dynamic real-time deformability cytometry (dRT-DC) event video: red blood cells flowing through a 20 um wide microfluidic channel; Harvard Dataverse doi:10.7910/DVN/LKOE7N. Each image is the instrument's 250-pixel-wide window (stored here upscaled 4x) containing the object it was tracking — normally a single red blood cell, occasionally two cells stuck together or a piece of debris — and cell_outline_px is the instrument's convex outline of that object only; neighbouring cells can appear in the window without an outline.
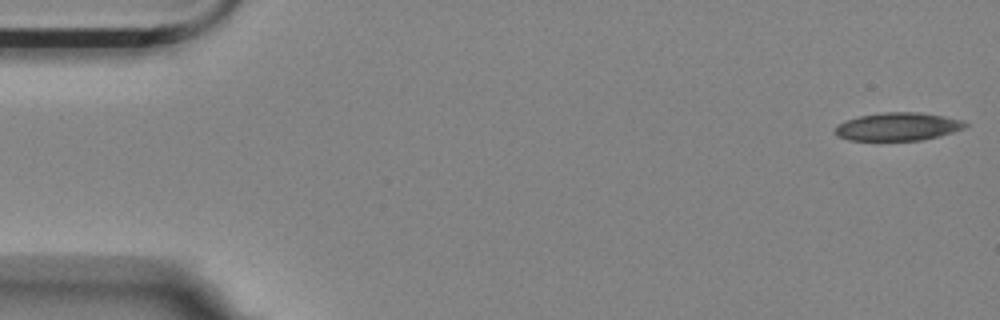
{"species": "Egyptian fruit bat (a non-hibernating species)", "species_latin": "Rousettus aegyptiacus", "temperature_condition": "room temperature", "stored_images_in_passage": 23, "camera_frame_rate_fps": 3000, "um_per_image_px": 0.085, "animal": {"sex": "female"}, "frame": {"image": 1, "passage_image": 1, "time_ms": 0.0, "image_size_px": [1000, 320], "cell_outline_px": [[968, 124], [964, 128], [940, 136], [920, 140], [848, 140], [836, 136], [832, 132], [836, 124], [844, 120], [860, 116], [880, 112], [920, 112], [944, 116], [964, 120]], "centroid_in_image_um": [76.26, 10.76], "position_along_channel_um": 8.7, "area_um2": 21.56}}
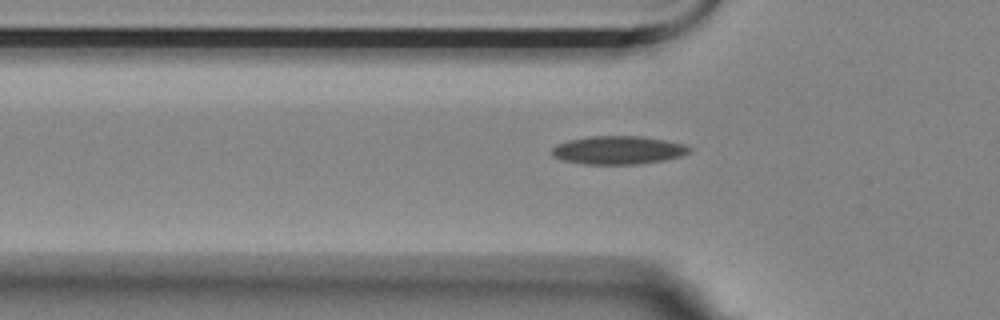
{"frame": {"image": 2, "passage_image": 17, "time_ms": 5.333, "image_size_px": [1000, 320], "cell_outline_px": [[692, 152], [680, 156], [664, 160], [636, 164], [584, 164], [560, 160], [552, 156], [552, 148], [556, 144], [568, 140], [588, 136], [640, 136], [664, 140], [684, 144], [692, 148]], "centroid_in_image_um": [52.52, 12.76], "position_along_channel_um": 73.3, "area_um2": 22.77}}
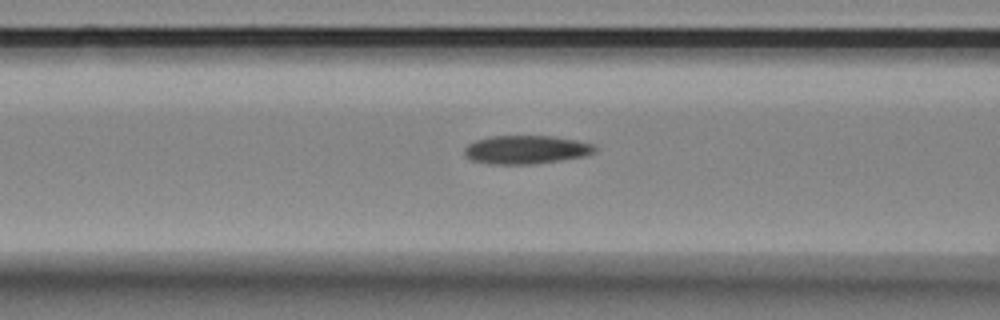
{"frame": {"image": 3, "passage_image": 21, "time_ms": 6.667, "image_size_px": [1000, 320], "cell_outline_px": [[596, 152], [584, 156], [560, 160], [532, 164], [488, 164], [472, 160], [464, 156], [464, 148], [468, 144], [476, 140], [492, 136], [552, 136], [576, 140], [592, 144], [596, 148]], "centroid_in_image_um": [44.69, 12.72], "position_along_channel_um": 121.9, "area_um2": 21.62}}